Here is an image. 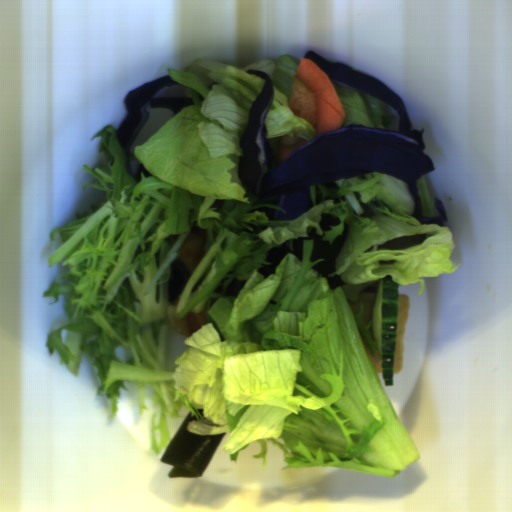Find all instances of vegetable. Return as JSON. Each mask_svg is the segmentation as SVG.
<instances>
[{
    "instance_id": "obj_1",
    "label": "vegetable",
    "mask_w": 512,
    "mask_h": 512,
    "mask_svg": "<svg viewBox=\"0 0 512 512\" xmlns=\"http://www.w3.org/2000/svg\"><path fill=\"white\" fill-rule=\"evenodd\" d=\"M299 65L288 55L255 61L244 68L198 59L185 71L167 69L181 85L162 88L154 98L188 96L174 115L145 108L149 117L126 152L114 126L99 137L103 164L82 169L94 177L82 185L104 191L100 204L50 232L62 243L47 259L67 270L43 292L64 296L69 323L48 333L59 365L78 376L81 356L93 360L101 382L97 396L117 413L120 388L135 383L140 414L153 386L151 450L169 446L166 418L195 420V435L227 434L222 449L238 463L253 441L265 470L268 443L286 454L283 468L335 467L396 476L420 452L396 413L365 350L372 355V321L364 326L363 304L350 302L372 282L390 276L398 286L455 272L449 227L420 224L407 183L383 173H362L308 186L313 206L294 220H274L280 196L258 199L242 183L241 137L249 112L270 75L272 103L263 121L265 140L277 159L282 136L314 139L316 130L291 107ZM198 93L203 95L200 102ZM153 98V99H154ZM90 140V141H91ZM141 173L135 183L126 169ZM324 212L340 224L323 232ZM348 225L334 274L347 285L330 289L310 267L312 240L304 241L302 263L285 257L275 274L258 273L267 251L307 237L315 227L332 243ZM207 228L205 256L190 276L175 308L168 304L170 263L194 225ZM426 234L407 249H377L404 235ZM248 280L238 296L224 297L234 278ZM205 312L206 323L183 337L173 330L190 312ZM361 332V333H360ZM282 468V469H283Z\"/></svg>"
},
{
    "instance_id": "obj_2",
    "label": "vegetable",
    "mask_w": 512,
    "mask_h": 512,
    "mask_svg": "<svg viewBox=\"0 0 512 512\" xmlns=\"http://www.w3.org/2000/svg\"><path fill=\"white\" fill-rule=\"evenodd\" d=\"M330 83L338 96L344 113L343 121L338 128L363 125L398 131L400 118L384 115L385 103L333 81Z\"/></svg>"
},
{
    "instance_id": "obj_3",
    "label": "vegetable",
    "mask_w": 512,
    "mask_h": 512,
    "mask_svg": "<svg viewBox=\"0 0 512 512\" xmlns=\"http://www.w3.org/2000/svg\"><path fill=\"white\" fill-rule=\"evenodd\" d=\"M416 185L420 196L423 216H438L439 211L436 206V200L430 195L423 175L418 178Z\"/></svg>"
}]
</instances>
